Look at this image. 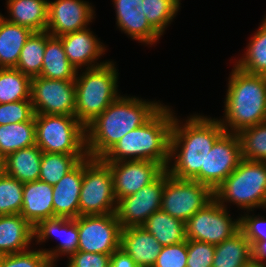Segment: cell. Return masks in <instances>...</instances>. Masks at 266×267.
<instances>
[{
	"label": "cell",
	"instance_id": "b9f144b4",
	"mask_svg": "<svg viewBox=\"0 0 266 267\" xmlns=\"http://www.w3.org/2000/svg\"><path fill=\"white\" fill-rule=\"evenodd\" d=\"M239 229L253 248L259 241L266 240V220L261 216L241 215Z\"/></svg>",
	"mask_w": 266,
	"mask_h": 267
},
{
	"label": "cell",
	"instance_id": "4316f807",
	"mask_svg": "<svg viewBox=\"0 0 266 267\" xmlns=\"http://www.w3.org/2000/svg\"><path fill=\"white\" fill-rule=\"evenodd\" d=\"M252 247L239 230L231 238L215 245L212 267H251Z\"/></svg>",
	"mask_w": 266,
	"mask_h": 267
},
{
	"label": "cell",
	"instance_id": "5bb4252c",
	"mask_svg": "<svg viewBox=\"0 0 266 267\" xmlns=\"http://www.w3.org/2000/svg\"><path fill=\"white\" fill-rule=\"evenodd\" d=\"M105 163L112 173L114 194L117 201L151 184L166 170L160 163L149 160Z\"/></svg>",
	"mask_w": 266,
	"mask_h": 267
},
{
	"label": "cell",
	"instance_id": "f546056e",
	"mask_svg": "<svg viewBox=\"0 0 266 267\" xmlns=\"http://www.w3.org/2000/svg\"><path fill=\"white\" fill-rule=\"evenodd\" d=\"M116 24L122 32L132 39L152 45L161 35L150 25L145 14L133 10H116Z\"/></svg>",
	"mask_w": 266,
	"mask_h": 267
},
{
	"label": "cell",
	"instance_id": "4dcf8cb0",
	"mask_svg": "<svg viewBox=\"0 0 266 267\" xmlns=\"http://www.w3.org/2000/svg\"><path fill=\"white\" fill-rule=\"evenodd\" d=\"M246 47L234 65L248 74L266 76V17Z\"/></svg>",
	"mask_w": 266,
	"mask_h": 267
},
{
	"label": "cell",
	"instance_id": "5b68a950",
	"mask_svg": "<svg viewBox=\"0 0 266 267\" xmlns=\"http://www.w3.org/2000/svg\"><path fill=\"white\" fill-rule=\"evenodd\" d=\"M115 66L113 61L108 60L102 66L86 68L82 74H76L74 115L84 127L120 96Z\"/></svg>",
	"mask_w": 266,
	"mask_h": 267
},
{
	"label": "cell",
	"instance_id": "8fae6325",
	"mask_svg": "<svg viewBox=\"0 0 266 267\" xmlns=\"http://www.w3.org/2000/svg\"><path fill=\"white\" fill-rule=\"evenodd\" d=\"M121 231L116 213L78 216V250L112 254L120 249Z\"/></svg>",
	"mask_w": 266,
	"mask_h": 267
},
{
	"label": "cell",
	"instance_id": "681fc988",
	"mask_svg": "<svg viewBox=\"0 0 266 267\" xmlns=\"http://www.w3.org/2000/svg\"><path fill=\"white\" fill-rule=\"evenodd\" d=\"M174 1L177 2L179 5H181V4H180V0H174Z\"/></svg>",
	"mask_w": 266,
	"mask_h": 267
},
{
	"label": "cell",
	"instance_id": "4fadbf2b",
	"mask_svg": "<svg viewBox=\"0 0 266 267\" xmlns=\"http://www.w3.org/2000/svg\"><path fill=\"white\" fill-rule=\"evenodd\" d=\"M165 171L151 184L117 201L116 216L122 228L142 226L149 216L161 210Z\"/></svg>",
	"mask_w": 266,
	"mask_h": 267
},
{
	"label": "cell",
	"instance_id": "bcb514c9",
	"mask_svg": "<svg viewBox=\"0 0 266 267\" xmlns=\"http://www.w3.org/2000/svg\"><path fill=\"white\" fill-rule=\"evenodd\" d=\"M116 10H133L142 5L143 0H113Z\"/></svg>",
	"mask_w": 266,
	"mask_h": 267
},
{
	"label": "cell",
	"instance_id": "7dc6e473",
	"mask_svg": "<svg viewBox=\"0 0 266 267\" xmlns=\"http://www.w3.org/2000/svg\"><path fill=\"white\" fill-rule=\"evenodd\" d=\"M4 173V158L0 156V176Z\"/></svg>",
	"mask_w": 266,
	"mask_h": 267
},
{
	"label": "cell",
	"instance_id": "f1b7e54d",
	"mask_svg": "<svg viewBox=\"0 0 266 267\" xmlns=\"http://www.w3.org/2000/svg\"><path fill=\"white\" fill-rule=\"evenodd\" d=\"M36 144L35 118L31 121L0 125V156Z\"/></svg>",
	"mask_w": 266,
	"mask_h": 267
},
{
	"label": "cell",
	"instance_id": "c3c4849f",
	"mask_svg": "<svg viewBox=\"0 0 266 267\" xmlns=\"http://www.w3.org/2000/svg\"><path fill=\"white\" fill-rule=\"evenodd\" d=\"M4 257H5V255L3 253H0V267L3 263Z\"/></svg>",
	"mask_w": 266,
	"mask_h": 267
},
{
	"label": "cell",
	"instance_id": "d4e9b609",
	"mask_svg": "<svg viewBox=\"0 0 266 267\" xmlns=\"http://www.w3.org/2000/svg\"><path fill=\"white\" fill-rule=\"evenodd\" d=\"M78 71L66 57L61 39L46 31L45 51L39 76L47 79L75 80Z\"/></svg>",
	"mask_w": 266,
	"mask_h": 267
},
{
	"label": "cell",
	"instance_id": "ffe728a7",
	"mask_svg": "<svg viewBox=\"0 0 266 267\" xmlns=\"http://www.w3.org/2000/svg\"><path fill=\"white\" fill-rule=\"evenodd\" d=\"M162 247L143 226L122 228L120 248L138 267H153Z\"/></svg>",
	"mask_w": 266,
	"mask_h": 267
},
{
	"label": "cell",
	"instance_id": "1f68e13d",
	"mask_svg": "<svg viewBox=\"0 0 266 267\" xmlns=\"http://www.w3.org/2000/svg\"><path fill=\"white\" fill-rule=\"evenodd\" d=\"M31 80L16 68H0V104L31 100Z\"/></svg>",
	"mask_w": 266,
	"mask_h": 267
},
{
	"label": "cell",
	"instance_id": "60d3db41",
	"mask_svg": "<svg viewBox=\"0 0 266 267\" xmlns=\"http://www.w3.org/2000/svg\"><path fill=\"white\" fill-rule=\"evenodd\" d=\"M187 240L175 245L163 246L153 267H186Z\"/></svg>",
	"mask_w": 266,
	"mask_h": 267
},
{
	"label": "cell",
	"instance_id": "44dd1931",
	"mask_svg": "<svg viewBox=\"0 0 266 267\" xmlns=\"http://www.w3.org/2000/svg\"><path fill=\"white\" fill-rule=\"evenodd\" d=\"M20 214L33 227L40 221L53 218V186L41 180L24 183Z\"/></svg>",
	"mask_w": 266,
	"mask_h": 267
},
{
	"label": "cell",
	"instance_id": "52a82bcc",
	"mask_svg": "<svg viewBox=\"0 0 266 267\" xmlns=\"http://www.w3.org/2000/svg\"><path fill=\"white\" fill-rule=\"evenodd\" d=\"M36 145L42 152L87 155L85 127L75 115L35 114Z\"/></svg>",
	"mask_w": 266,
	"mask_h": 267
},
{
	"label": "cell",
	"instance_id": "83f0119b",
	"mask_svg": "<svg viewBox=\"0 0 266 267\" xmlns=\"http://www.w3.org/2000/svg\"><path fill=\"white\" fill-rule=\"evenodd\" d=\"M162 246L186 241L185 222L159 210L148 217L142 225Z\"/></svg>",
	"mask_w": 266,
	"mask_h": 267
},
{
	"label": "cell",
	"instance_id": "e0dca14e",
	"mask_svg": "<svg viewBox=\"0 0 266 267\" xmlns=\"http://www.w3.org/2000/svg\"><path fill=\"white\" fill-rule=\"evenodd\" d=\"M34 238L37 244L43 243L50 237H61L59 245L53 250L41 249L55 266L57 258L61 255H67V258L78 251L79 232L78 217L68 219L63 217H53L40 221L33 230ZM48 238V239H47Z\"/></svg>",
	"mask_w": 266,
	"mask_h": 267
},
{
	"label": "cell",
	"instance_id": "603a6c76",
	"mask_svg": "<svg viewBox=\"0 0 266 267\" xmlns=\"http://www.w3.org/2000/svg\"><path fill=\"white\" fill-rule=\"evenodd\" d=\"M42 153L35 144L8 154L4 158V173L21 183L39 180Z\"/></svg>",
	"mask_w": 266,
	"mask_h": 267
},
{
	"label": "cell",
	"instance_id": "7c38bea8",
	"mask_svg": "<svg viewBox=\"0 0 266 267\" xmlns=\"http://www.w3.org/2000/svg\"><path fill=\"white\" fill-rule=\"evenodd\" d=\"M75 80L47 79L42 76L31 80V103L35 114L74 115Z\"/></svg>",
	"mask_w": 266,
	"mask_h": 267
},
{
	"label": "cell",
	"instance_id": "cb8c5ba5",
	"mask_svg": "<svg viewBox=\"0 0 266 267\" xmlns=\"http://www.w3.org/2000/svg\"><path fill=\"white\" fill-rule=\"evenodd\" d=\"M11 23L29 28L32 32L46 31L48 0H7Z\"/></svg>",
	"mask_w": 266,
	"mask_h": 267
},
{
	"label": "cell",
	"instance_id": "f35d334b",
	"mask_svg": "<svg viewBox=\"0 0 266 267\" xmlns=\"http://www.w3.org/2000/svg\"><path fill=\"white\" fill-rule=\"evenodd\" d=\"M1 267H55L40 249L5 255Z\"/></svg>",
	"mask_w": 266,
	"mask_h": 267
},
{
	"label": "cell",
	"instance_id": "30bf717a",
	"mask_svg": "<svg viewBox=\"0 0 266 267\" xmlns=\"http://www.w3.org/2000/svg\"><path fill=\"white\" fill-rule=\"evenodd\" d=\"M228 212L213 198L185 223L186 239L217 245L231 238L240 230V221H233Z\"/></svg>",
	"mask_w": 266,
	"mask_h": 267
},
{
	"label": "cell",
	"instance_id": "ac0fdd59",
	"mask_svg": "<svg viewBox=\"0 0 266 267\" xmlns=\"http://www.w3.org/2000/svg\"><path fill=\"white\" fill-rule=\"evenodd\" d=\"M62 41L66 57L78 70L87 66V69L96 68L108 61L97 63L96 60L105 52V46L95 37L89 28L67 33L59 37Z\"/></svg>",
	"mask_w": 266,
	"mask_h": 267
},
{
	"label": "cell",
	"instance_id": "d6a6232c",
	"mask_svg": "<svg viewBox=\"0 0 266 267\" xmlns=\"http://www.w3.org/2000/svg\"><path fill=\"white\" fill-rule=\"evenodd\" d=\"M46 44V31L33 32L21 49L16 69L33 78L41 74Z\"/></svg>",
	"mask_w": 266,
	"mask_h": 267
},
{
	"label": "cell",
	"instance_id": "8d00e7d4",
	"mask_svg": "<svg viewBox=\"0 0 266 267\" xmlns=\"http://www.w3.org/2000/svg\"><path fill=\"white\" fill-rule=\"evenodd\" d=\"M23 186L24 183L5 173L0 176V215L20 214L23 204Z\"/></svg>",
	"mask_w": 266,
	"mask_h": 267
},
{
	"label": "cell",
	"instance_id": "2e32d148",
	"mask_svg": "<svg viewBox=\"0 0 266 267\" xmlns=\"http://www.w3.org/2000/svg\"><path fill=\"white\" fill-rule=\"evenodd\" d=\"M94 9L82 0L48 1L46 31L55 37L83 30L94 19Z\"/></svg>",
	"mask_w": 266,
	"mask_h": 267
},
{
	"label": "cell",
	"instance_id": "d590c367",
	"mask_svg": "<svg viewBox=\"0 0 266 267\" xmlns=\"http://www.w3.org/2000/svg\"><path fill=\"white\" fill-rule=\"evenodd\" d=\"M238 137L242 159L266 162V122L241 130Z\"/></svg>",
	"mask_w": 266,
	"mask_h": 267
},
{
	"label": "cell",
	"instance_id": "ab89813d",
	"mask_svg": "<svg viewBox=\"0 0 266 267\" xmlns=\"http://www.w3.org/2000/svg\"><path fill=\"white\" fill-rule=\"evenodd\" d=\"M187 253L186 267H212L215 245L187 239Z\"/></svg>",
	"mask_w": 266,
	"mask_h": 267
},
{
	"label": "cell",
	"instance_id": "e575fe53",
	"mask_svg": "<svg viewBox=\"0 0 266 267\" xmlns=\"http://www.w3.org/2000/svg\"><path fill=\"white\" fill-rule=\"evenodd\" d=\"M180 5L174 0H143L136 9L145 14L150 25L162 36L167 25L176 16Z\"/></svg>",
	"mask_w": 266,
	"mask_h": 267
},
{
	"label": "cell",
	"instance_id": "484cf974",
	"mask_svg": "<svg viewBox=\"0 0 266 267\" xmlns=\"http://www.w3.org/2000/svg\"><path fill=\"white\" fill-rule=\"evenodd\" d=\"M33 32L7 21L0 13V68H16L20 52Z\"/></svg>",
	"mask_w": 266,
	"mask_h": 267
},
{
	"label": "cell",
	"instance_id": "8992f818",
	"mask_svg": "<svg viewBox=\"0 0 266 267\" xmlns=\"http://www.w3.org/2000/svg\"><path fill=\"white\" fill-rule=\"evenodd\" d=\"M214 198L223 207L233 202L247 212L266 208V162L242 159L214 191Z\"/></svg>",
	"mask_w": 266,
	"mask_h": 267
},
{
	"label": "cell",
	"instance_id": "3957f363",
	"mask_svg": "<svg viewBox=\"0 0 266 267\" xmlns=\"http://www.w3.org/2000/svg\"><path fill=\"white\" fill-rule=\"evenodd\" d=\"M173 121L174 112L163 105L145 124L123 136L101 159L104 162L149 160L166 169Z\"/></svg>",
	"mask_w": 266,
	"mask_h": 267
},
{
	"label": "cell",
	"instance_id": "836d02e7",
	"mask_svg": "<svg viewBox=\"0 0 266 267\" xmlns=\"http://www.w3.org/2000/svg\"><path fill=\"white\" fill-rule=\"evenodd\" d=\"M87 155H67L59 153H42L39 180L56 185Z\"/></svg>",
	"mask_w": 266,
	"mask_h": 267
},
{
	"label": "cell",
	"instance_id": "9a60e30c",
	"mask_svg": "<svg viewBox=\"0 0 266 267\" xmlns=\"http://www.w3.org/2000/svg\"><path fill=\"white\" fill-rule=\"evenodd\" d=\"M242 160L238 134L225 132L205 159V185L213 192L237 168Z\"/></svg>",
	"mask_w": 266,
	"mask_h": 267
},
{
	"label": "cell",
	"instance_id": "ee69618b",
	"mask_svg": "<svg viewBox=\"0 0 266 267\" xmlns=\"http://www.w3.org/2000/svg\"><path fill=\"white\" fill-rule=\"evenodd\" d=\"M110 267H138L134 260L121 248L111 254Z\"/></svg>",
	"mask_w": 266,
	"mask_h": 267
},
{
	"label": "cell",
	"instance_id": "9c48e42d",
	"mask_svg": "<svg viewBox=\"0 0 266 267\" xmlns=\"http://www.w3.org/2000/svg\"><path fill=\"white\" fill-rule=\"evenodd\" d=\"M214 198L206 185L190 179H178L165 170L161 210L185 223Z\"/></svg>",
	"mask_w": 266,
	"mask_h": 267
},
{
	"label": "cell",
	"instance_id": "f6af8a7d",
	"mask_svg": "<svg viewBox=\"0 0 266 267\" xmlns=\"http://www.w3.org/2000/svg\"><path fill=\"white\" fill-rule=\"evenodd\" d=\"M252 263L256 267H266V240L259 241L252 248Z\"/></svg>",
	"mask_w": 266,
	"mask_h": 267
},
{
	"label": "cell",
	"instance_id": "277c9868",
	"mask_svg": "<svg viewBox=\"0 0 266 267\" xmlns=\"http://www.w3.org/2000/svg\"><path fill=\"white\" fill-rule=\"evenodd\" d=\"M233 68L224 101L225 119L219 121L225 132L238 134L245 128L266 122V76Z\"/></svg>",
	"mask_w": 266,
	"mask_h": 267
},
{
	"label": "cell",
	"instance_id": "d6986e66",
	"mask_svg": "<svg viewBox=\"0 0 266 267\" xmlns=\"http://www.w3.org/2000/svg\"><path fill=\"white\" fill-rule=\"evenodd\" d=\"M84 173V159L53 186L54 217L76 219Z\"/></svg>",
	"mask_w": 266,
	"mask_h": 267
},
{
	"label": "cell",
	"instance_id": "7bdbcfd3",
	"mask_svg": "<svg viewBox=\"0 0 266 267\" xmlns=\"http://www.w3.org/2000/svg\"><path fill=\"white\" fill-rule=\"evenodd\" d=\"M67 267H110L111 254L77 251L69 256Z\"/></svg>",
	"mask_w": 266,
	"mask_h": 267
},
{
	"label": "cell",
	"instance_id": "7402d4cb",
	"mask_svg": "<svg viewBox=\"0 0 266 267\" xmlns=\"http://www.w3.org/2000/svg\"><path fill=\"white\" fill-rule=\"evenodd\" d=\"M34 227L21 215H0V253L4 255L29 250Z\"/></svg>",
	"mask_w": 266,
	"mask_h": 267
},
{
	"label": "cell",
	"instance_id": "7a4b0ae2",
	"mask_svg": "<svg viewBox=\"0 0 266 267\" xmlns=\"http://www.w3.org/2000/svg\"><path fill=\"white\" fill-rule=\"evenodd\" d=\"M160 102L119 96L86 127V152L102 158L130 131L145 124L161 107Z\"/></svg>",
	"mask_w": 266,
	"mask_h": 267
},
{
	"label": "cell",
	"instance_id": "74e56055",
	"mask_svg": "<svg viewBox=\"0 0 266 267\" xmlns=\"http://www.w3.org/2000/svg\"><path fill=\"white\" fill-rule=\"evenodd\" d=\"M34 116L31 100L0 104V125L31 121Z\"/></svg>",
	"mask_w": 266,
	"mask_h": 267
},
{
	"label": "cell",
	"instance_id": "6da1fadb",
	"mask_svg": "<svg viewBox=\"0 0 266 267\" xmlns=\"http://www.w3.org/2000/svg\"><path fill=\"white\" fill-rule=\"evenodd\" d=\"M179 122L174 115L166 171L175 178L205 185L206 156L225 130L219 119L197 114L190 116L183 125ZM171 160H174L173 165Z\"/></svg>",
	"mask_w": 266,
	"mask_h": 267
},
{
	"label": "cell",
	"instance_id": "ba28073f",
	"mask_svg": "<svg viewBox=\"0 0 266 267\" xmlns=\"http://www.w3.org/2000/svg\"><path fill=\"white\" fill-rule=\"evenodd\" d=\"M117 199L109 166L101 158H84L79 216L116 213Z\"/></svg>",
	"mask_w": 266,
	"mask_h": 267
}]
</instances>
